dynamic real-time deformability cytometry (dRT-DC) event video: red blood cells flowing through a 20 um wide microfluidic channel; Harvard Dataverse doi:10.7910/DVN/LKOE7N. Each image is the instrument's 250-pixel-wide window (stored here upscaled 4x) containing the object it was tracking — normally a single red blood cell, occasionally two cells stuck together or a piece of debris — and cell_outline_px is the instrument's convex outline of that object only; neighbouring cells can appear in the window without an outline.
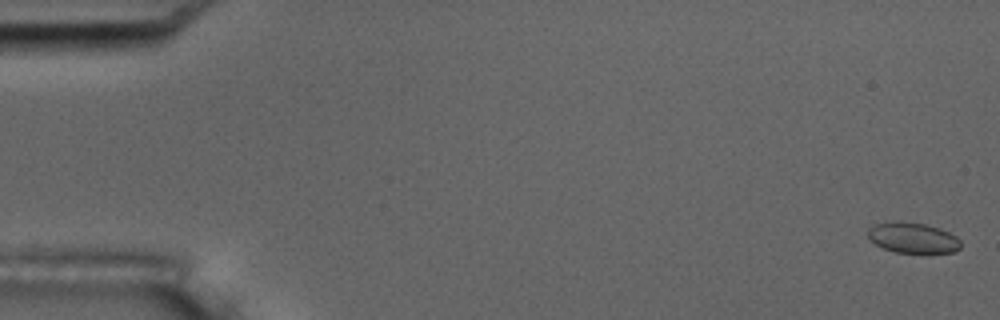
{"species": "common noctule bat (a hibernating species)", "species_latin": "Nyctalus noctula", "temperature_condition": "room temperature", "stored_images_in_passage": 56, "camera_frame_rate_fps": 3000, "um_per_image_px": 0.085, "animal": {"sex": "male", "body_mass_g": 17.5, "forearm_length_mm": 52.3}, "frame": {"image": 1, "passage_image": 2, "time_ms": 0.333, "image_size_px": [1000, 320], "cell_outline_px": [[960, 248], [952, 252], [896, 252], [884, 248], [876, 244], [868, 236], [868, 228], [876, 224], [896, 220], [900, 220], [924, 224], [940, 228], [956, 236], [960, 240]], "centroid_in_image_um": [77.58, 20.19], "position_along_channel_um": 7.4, "area_um2": 16.36}}
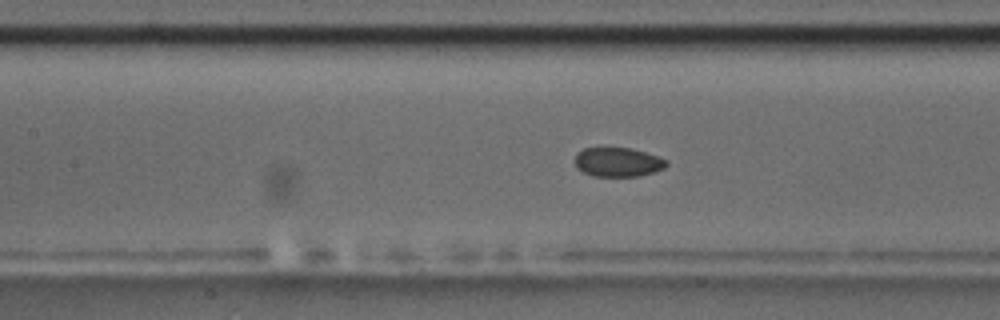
{"frame": {"image": 2, "passage_image": 26, "time_ms": 8.333, "image_size_px": [1000, 320], "cell_outline_px": [[668, 164], [664, 168], [640, 176], [592, 176], [576, 168], [576, 152], [584, 148], [632, 148], [668, 160]], "centroid_in_image_um": [52.51, 13.78], "position_along_channel_um": 154.9, "area_um2": 15.49}}
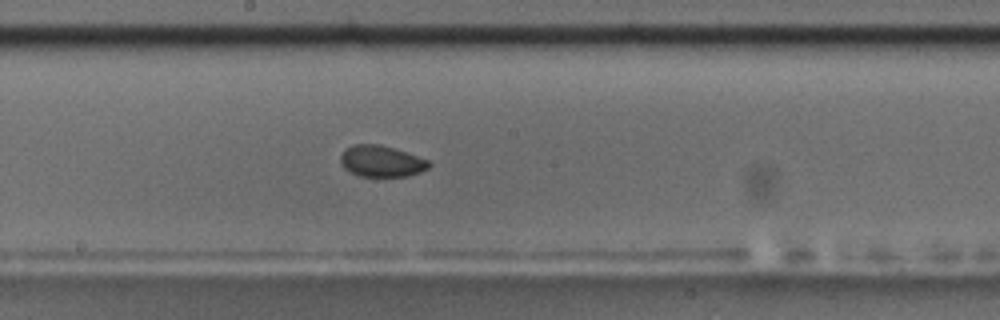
{"frame": {"image": 3, "passage_image": 31, "time_ms": 10.0, "image_size_px": [1000, 320], "cell_outline_px": [[432, 164], [428, 168], [420, 172], [408, 176], [360, 176], [344, 168], [340, 164], [340, 156], [344, 148], [352, 144], [380, 144], [428, 160]], "centroid_in_image_um": [32.38, 13.7], "position_along_channel_um": 215.8, "area_um2": 16.07}}